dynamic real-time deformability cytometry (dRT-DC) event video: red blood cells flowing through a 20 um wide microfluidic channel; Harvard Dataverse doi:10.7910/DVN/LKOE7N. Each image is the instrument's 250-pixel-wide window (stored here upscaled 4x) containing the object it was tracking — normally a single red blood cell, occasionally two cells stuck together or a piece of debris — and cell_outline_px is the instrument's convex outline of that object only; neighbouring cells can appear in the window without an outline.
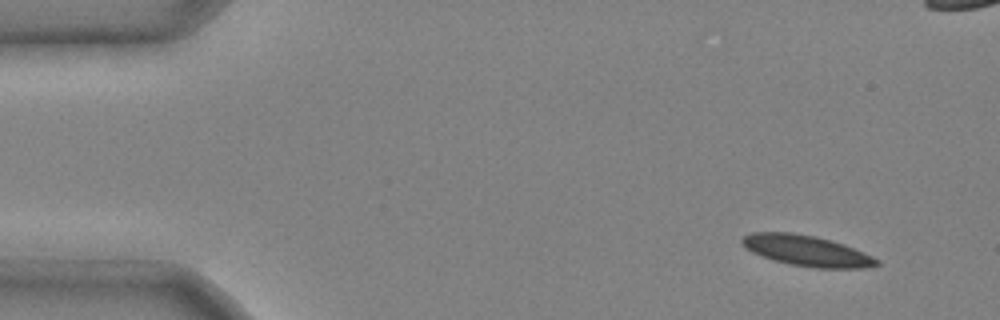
{"species": "common noctule bat (a hibernating species)", "species_latin": "Nyctalus noctula", "temperature_condition": "cold", "stored_images_in_passage": 8, "camera_frame_rate_fps": 3000, "um_per_image_px": 0.085, "animal": {"sex": "male", "body_mass_g": 20.4}, "frame": {"image": 1, "passage_image": 1, "time_ms": 0.0, "image_size_px": [1000, 320], "cell_outline_px": [[880, 264], [864, 268], [812, 268], [788, 264], [772, 260], [752, 252], [744, 248], [740, 240], [744, 236], [752, 232], [792, 232], [816, 236], [844, 244], [872, 256], [880, 260]], "centroid_in_image_um": [68.54, 21.31], "position_along_channel_um": 16.5, "area_um2": 24.28}}
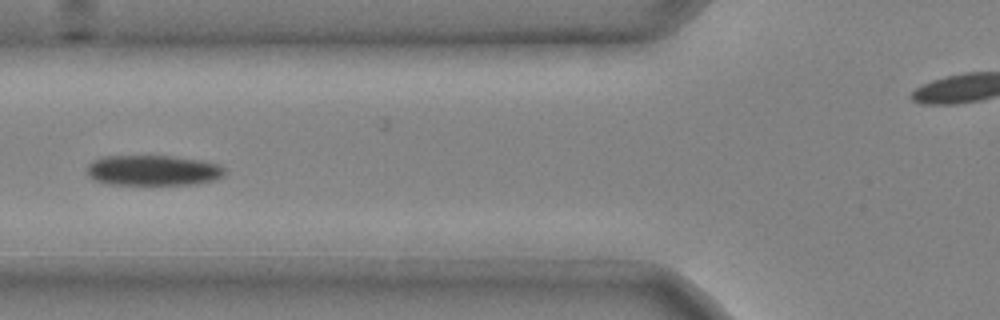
{"frame": {"image": 2, "passage_image": 5, "time_ms": 1.333, "image_size_px": [1000, 320], "cell_outline_px": [[224, 176], [216, 180], [196, 184], [104, 184], [92, 180], [88, 176], [88, 164], [92, 160], [100, 156], [172, 156], [204, 160], [220, 164], [224, 168]], "centroid_in_image_um": [13.01, 14.48], "position_along_channel_um": 112.8, "area_um2": 24.8}}